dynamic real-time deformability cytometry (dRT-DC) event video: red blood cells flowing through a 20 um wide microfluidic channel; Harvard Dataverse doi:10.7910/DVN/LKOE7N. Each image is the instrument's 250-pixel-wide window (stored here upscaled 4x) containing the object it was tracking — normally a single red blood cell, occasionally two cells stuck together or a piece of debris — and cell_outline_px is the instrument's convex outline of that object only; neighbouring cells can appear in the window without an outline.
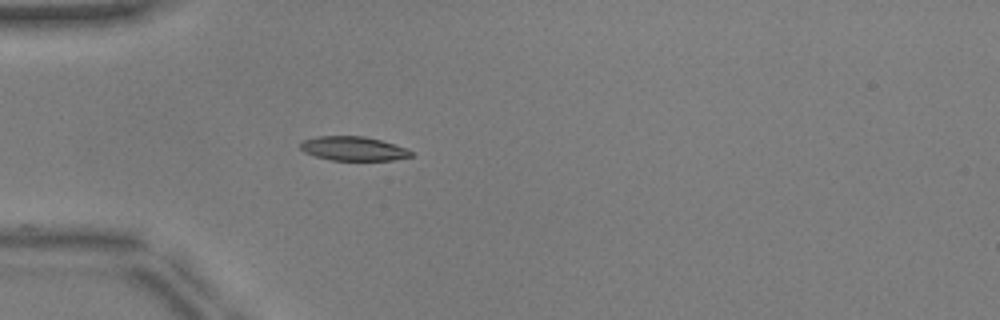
{"species": "common noctule bat (a hibernating species)", "species_latin": "Nyctalus noctula", "temperature_condition": "warm", "stored_images_in_passage": 10, "camera_frame_rate_fps": 3000, "um_per_image_px": 0.085, "animal": {"sex": "male", "body_mass_g": 17.9, "forearm_length_mm": 54.2}, "frame": {"image": 1, "passage_image": 1, "time_ms": 0.0, "image_size_px": [1000, 320], "cell_outline_px": [[412, 156], [392, 160], [332, 160], [316, 156], [304, 152], [300, 148], [300, 144], [304, 140], [316, 136], [364, 136], [380, 140], [408, 148], [412, 152]], "centroid_in_image_um": [30.04, 12.62], "position_along_channel_um": 55.0, "area_um2": 15.49}}